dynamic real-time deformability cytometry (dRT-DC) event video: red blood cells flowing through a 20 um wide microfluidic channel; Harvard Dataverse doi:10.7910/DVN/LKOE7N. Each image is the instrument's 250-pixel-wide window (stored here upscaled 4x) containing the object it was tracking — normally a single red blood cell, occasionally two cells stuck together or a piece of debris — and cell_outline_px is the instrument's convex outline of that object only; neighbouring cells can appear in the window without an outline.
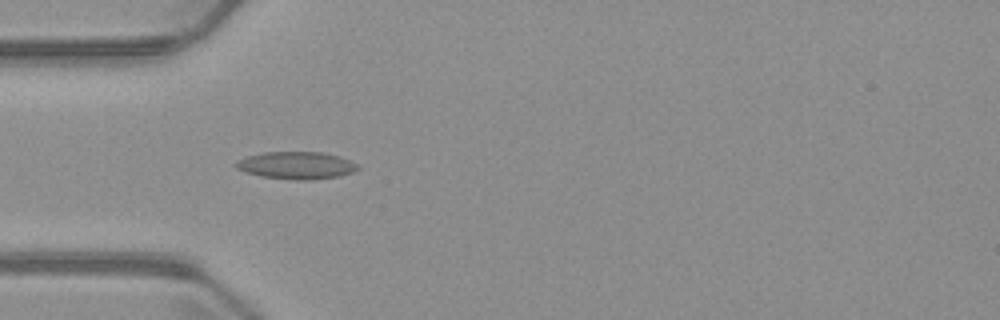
{"species": "common noctule bat (a hibernating species)", "species_latin": "Nyctalus noctula", "temperature_condition": "warm", "stored_images_in_passage": 2, "camera_frame_rate_fps": 3000, "um_per_image_px": 0.085, "animal": {"sex": "male", "body_mass_g": 23.1, "forearm_length_mm": 52.7}, "frame": {"image": 1, "passage_image": 1, "time_ms": 0.0, "image_size_px": [1000, 320], "cell_outline_px": [[360, 168], [352, 172], [340, 176], [304, 180], [296, 180], [260, 176], [244, 172], [236, 168], [232, 164], [248, 156], [264, 152], [324, 152], [340, 156], [360, 164]], "centroid_in_image_um": [25.22, 14.05], "position_along_channel_um": 59.8, "area_um2": 19.54}}
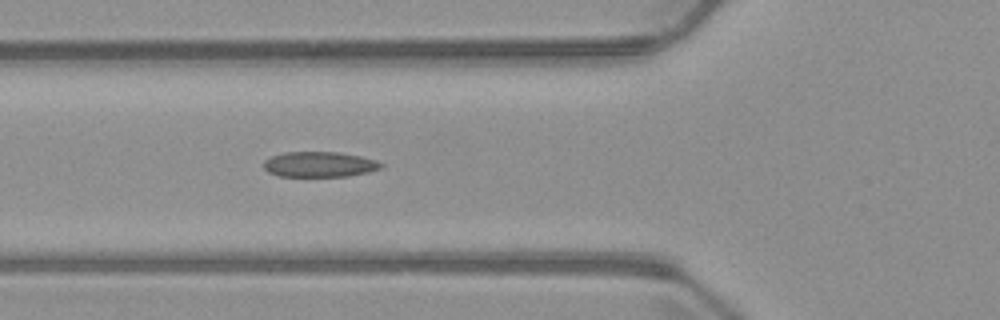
{"frame": {"image": 2, "passage_image": 2, "time_ms": 1.0, "image_size_px": [1000, 320], "cell_outline_px": [[384, 164], [380, 168], [368, 172], [348, 176], [276, 176], [268, 172], [264, 168], [264, 160], [272, 156], [284, 152], [340, 152], [360, 156], [376, 160]], "centroid_in_image_um": [27.14, 13.97], "position_along_channel_um": 98.7, "area_um2": 17.34}}